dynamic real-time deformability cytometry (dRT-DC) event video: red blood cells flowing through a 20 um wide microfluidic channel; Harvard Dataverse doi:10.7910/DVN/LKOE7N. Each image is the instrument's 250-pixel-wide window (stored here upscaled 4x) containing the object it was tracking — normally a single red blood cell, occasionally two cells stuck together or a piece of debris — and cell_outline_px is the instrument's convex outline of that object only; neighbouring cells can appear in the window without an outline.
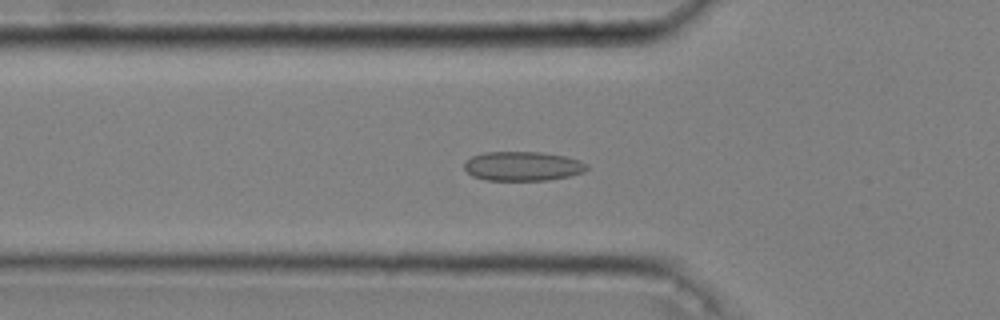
{"species": "common noctule bat (a hibernating species)", "species_latin": "Nyctalus noctula", "temperature_condition": "cold", "stored_images_in_passage": 51, "camera_frame_rate_fps": 3000, "um_per_image_px": 0.085, "animal": {"sex": "male", "body_mass_g": 20.4}, "frame": {"image": 1, "passage_image": 17, "time_ms": 5.333, "image_size_px": [1000, 320], "cell_outline_px": [[588, 168], [584, 172], [568, 176], [548, 180], [488, 180], [472, 176], [464, 168], [464, 160], [472, 156], [484, 152], [540, 152], [564, 156], [580, 160], [588, 164]], "centroid_in_image_um": [44.42, 14.12], "position_along_channel_um": 81.4, "area_um2": 20.98}}
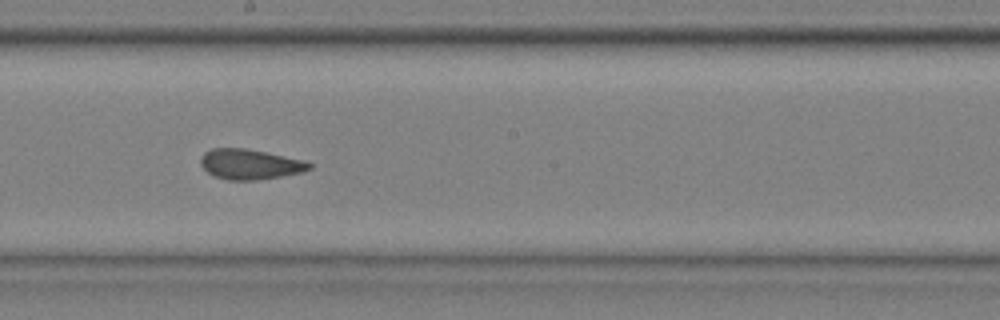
{"frame": {"image": 2, "passage_image": 29, "time_ms": 9.333, "image_size_px": [1000, 320], "cell_outline_px": [[312, 168], [300, 172], [280, 176], [256, 180], [228, 180], [212, 176], [200, 164], [200, 156], [204, 152], [212, 148], [244, 148], [304, 160], [312, 164]], "centroid_in_image_um": [21.2, 13.96], "position_along_channel_um": 227.0, "area_um2": 19.02}}
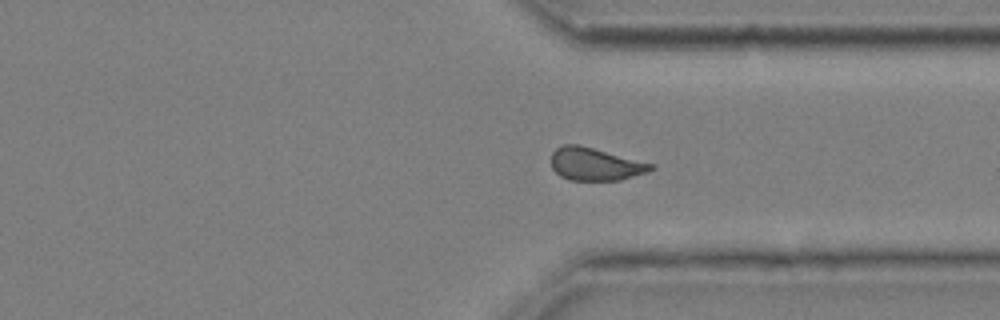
{"frame": {"image": 3, "passage_image": 40, "time_ms": 13.0, "image_size_px": [1000, 320], "cell_outline_px": [[656, 168], [648, 172], [620, 180], [568, 180], [560, 176], [552, 168], [552, 152], [556, 148], [564, 144], [580, 144], [656, 164]], "centroid_in_image_um": [50.63, 13.94], "position_along_channel_um": 360.8, "area_um2": 19.31}, "authors_computed_cell_mechanics": {"area_um2": 19.7676, "velocity_mm_per_s": 3.6376, "shape_relaxation_time_tau1_ms": null, "shape_relaxation_time_tau2_ms": 2.0776, "deformation_change_tau1": null, "deformation_change_tau2": 0.0718}}